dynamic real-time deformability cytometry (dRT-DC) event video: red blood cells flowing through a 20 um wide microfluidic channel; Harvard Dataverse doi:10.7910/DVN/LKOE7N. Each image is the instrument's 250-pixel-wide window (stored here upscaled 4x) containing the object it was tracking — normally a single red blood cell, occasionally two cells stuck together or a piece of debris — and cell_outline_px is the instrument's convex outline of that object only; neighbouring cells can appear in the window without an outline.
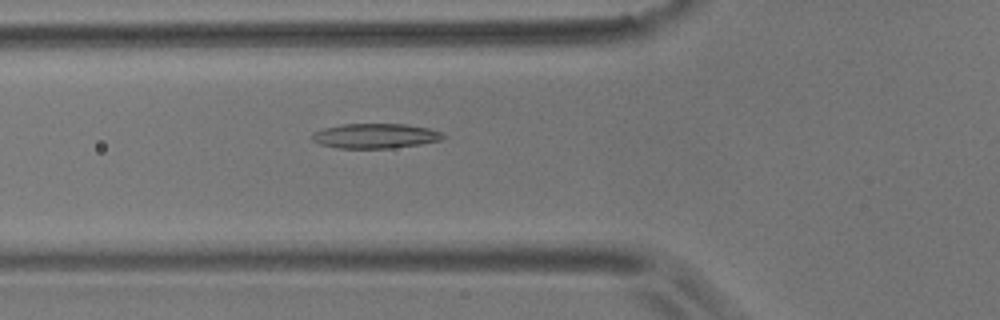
{"species": "common noctule bat (a hibernating species)", "species_latin": "Nyctalus noctula", "temperature_condition": "room temperature", "stored_images_in_passage": 6, "camera_frame_rate_fps": 3000, "um_per_image_px": 0.085, "animal": {"sex": "male", "body_mass_g": 17.9}, "frame": {"image": 1, "passage_image": 6, "time_ms": 1.667, "image_size_px": [1000, 320], "cell_outline_px": [[448, 136], [440, 140], [420, 144], [392, 148], [340, 148], [320, 144], [312, 140], [312, 132], [324, 128], [340, 124], [408, 124], [428, 128], [440, 132]], "centroid_in_image_um": [31.9, 11.54], "position_along_channel_um": 93.9, "area_um2": 18.96}}